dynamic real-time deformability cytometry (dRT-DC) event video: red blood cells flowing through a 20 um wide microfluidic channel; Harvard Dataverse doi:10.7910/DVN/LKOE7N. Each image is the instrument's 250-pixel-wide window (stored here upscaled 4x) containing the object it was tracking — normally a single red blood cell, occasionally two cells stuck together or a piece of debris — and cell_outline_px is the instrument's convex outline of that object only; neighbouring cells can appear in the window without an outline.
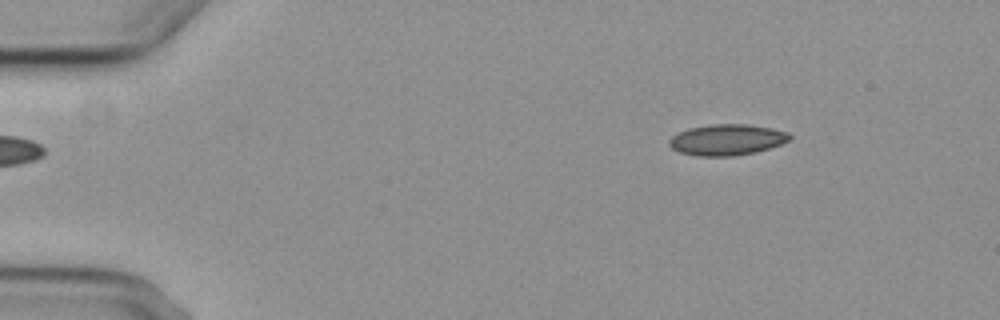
{"species": "common noctule bat (a hibernating species)", "species_latin": "Nyctalus noctula", "temperature_condition": "cold", "stored_images_in_passage": 5, "camera_frame_rate_fps": 3000, "um_per_image_px": 0.085, "animal": {"sex": "female", "body_mass_g": 29.2, "forearm_length_mm": 56.3}, "frame": {"image": 1, "passage_image": 2, "time_ms": 1.333, "image_size_px": [1000, 320], "cell_outline_px": [[792, 136], [788, 140], [780, 144], [756, 152], [732, 156], [696, 156], [680, 152], [672, 148], [668, 144], [668, 140], [672, 136], [688, 128], [712, 124], [748, 124], [772, 128], [788, 132]], "centroid_in_image_um": [61.77, 11.87], "position_along_channel_um": 23.2, "area_um2": 21.73}}
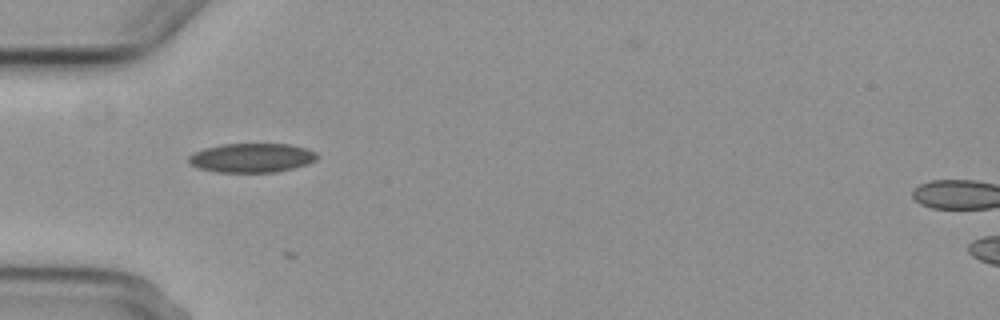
{"frame": {"image": 2, "passage_image": 4, "time_ms": 4.667, "image_size_px": [1000, 320], "cell_outline_px": [[316, 160], [292, 168], [276, 172], [216, 172], [200, 168], [192, 164], [188, 160], [188, 156], [192, 152], [204, 148], [220, 144], [292, 144], [316, 152]], "centroid_in_image_um": [21.35, 13.4], "position_along_channel_um": 63.6, "area_um2": 21.68}}